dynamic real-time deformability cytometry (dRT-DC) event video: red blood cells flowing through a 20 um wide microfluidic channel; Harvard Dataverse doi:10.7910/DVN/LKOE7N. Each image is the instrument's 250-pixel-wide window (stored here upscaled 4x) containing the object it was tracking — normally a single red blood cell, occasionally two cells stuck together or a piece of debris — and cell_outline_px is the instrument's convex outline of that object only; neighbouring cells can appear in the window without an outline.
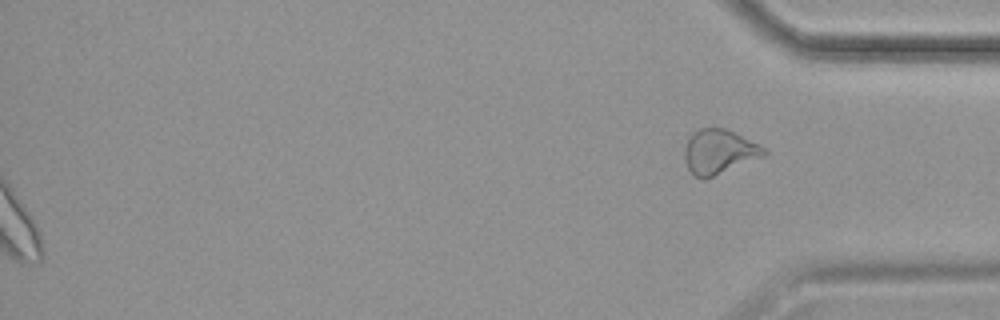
{"species": "common noctule bat (a hibernating species)", "species_latin": "Nyctalus noctula", "temperature_condition": "cold", "stored_images_in_passage": 54, "segment_of_instrument_passage": [2, 2], "camera_frame_rate_fps": 3000, "um_per_image_px": 0.085, "animal": {"sex": "female", "body_mass_g": 19.9}, "frame": {"image": 1, "passage_image": 54, "time_ms": 17.667, "image_size_px": [1000, 320], "cell_outline_px": [[768, 152], [764, 156], [704, 180], [696, 176], [688, 168], [684, 156], [684, 148], [688, 136], [692, 132], [700, 128], [724, 128], [760, 144]], "centroid_in_image_um": [61.1, 12.89], "position_along_channel_um": 374.1, "area_um2": 20.58}}